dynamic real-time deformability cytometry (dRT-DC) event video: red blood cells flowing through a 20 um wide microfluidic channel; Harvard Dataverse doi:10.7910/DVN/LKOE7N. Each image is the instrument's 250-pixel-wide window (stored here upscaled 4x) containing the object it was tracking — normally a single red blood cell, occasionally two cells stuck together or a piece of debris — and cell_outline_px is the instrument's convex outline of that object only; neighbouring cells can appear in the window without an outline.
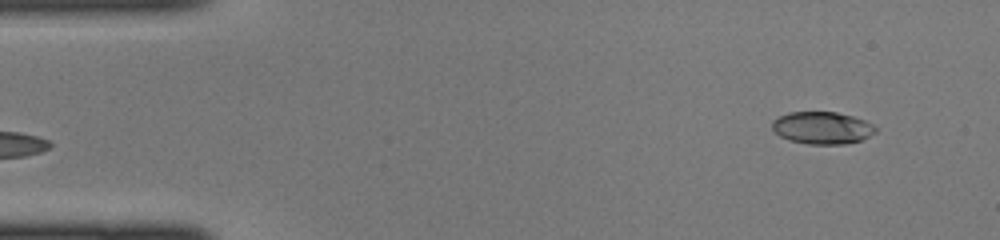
{"species": "common noctule bat (a hibernating species)", "species_latin": "Nyctalus noctula", "temperature_condition": "cold", "stored_images_in_passage": 42, "camera_frame_rate_fps": 3000, "um_per_image_px": 0.085, "animal": {"sex": "female", "body_mass_g": 22.0, "forearm_length_mm": 56.7}, "frame": {"image": 1, "passage_image": 1, "time_ms": 0.0, "image_size_px": [1000, 240], "cell_outline_px": [[876, 132], [860, 140], [844, 144], [808, 144], [788, 140], [780, 136], [772, 128], [772, 120], [788, 112], [836, 112], [852, 116], [864, 120], [872, 124], [876, 128]], "centroid_in_image_um": [69.86, 10.86], "position_along_channel_um": 15.1, "area_um2": 19.36}}
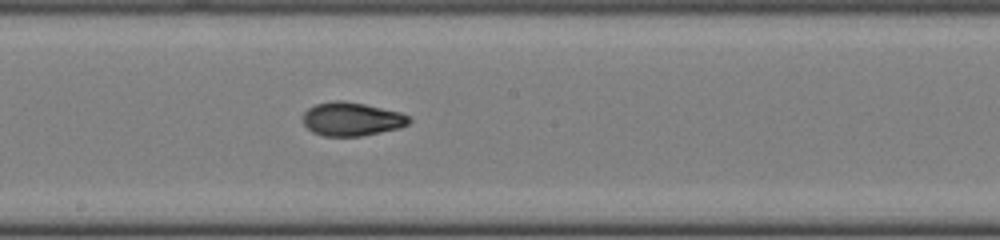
{"frame": {"image": 2, "passage_image": 21, "time_ms": 6.667, "image_size_px": [1000, 240], "cell_outline_px": [[412, 120], [408, 124], [400, 128], [360, 136], [324, 136], [312, 132], [304, 124], [304, 112], [308, 108], [316, 104], [332, 100], [344, 100], [364, 104], [400, 112], [408, 116]], "centroid_in_image_um": [29.89, 10.11], "position_along_channel_um": 218.3, "area_um2": 20.75}}
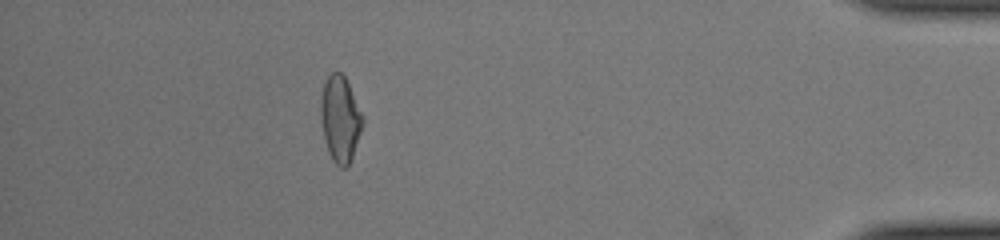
{"frame": {"image": 3, "passage_image": 37, "time_ms": 12.0, "image_size_px": [1000, 240], "cell_outline_px": [[364, 120], [352, 156], [348, 164], [344, 168], [340, 168], [332, 160], [328, 152], [324, 140], [320, 116], [320, 100], [324, 84], [328, 76], [332, 72], [340, 72], [344, 76], [364, 116]], "centroid_in_image_um": [28.9, 10.11], "position_along_channel_um": 406.3, "area_um2": 20.87}}